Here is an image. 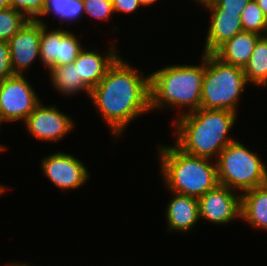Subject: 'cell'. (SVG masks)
<instances>
[{
  "label": "cell",
  "instance_id": "44dd1931",
  "mask_svg": "<svg viewBox=\"0 0 267 266\" xmlns=\"http://www.w3.org/2000/svg\"><path fill=\"white\" fill-rule=\"evenodd\" d=\"M240 17L243 31L257 33L261 36L267 33V18L255 0H250Z\"/></svg>",
  "mask_w": 267,
  "mask_h": 266
},
{
  "label": "cell",
  "instance_id": "277c9868",
  "mask_svg": "<svg viewBox=\"0 0 267 266\" xmlns=\"http://www.w3.org/2000/svg\"><path fill=\"white\" fill-rule=\"evenodd\" d=\"M161 173L170 191L196 198L219 183L217 163L208 158L189 155L175 146H160Z\"/></svg>",
  "mask_w": 267,
  "mask_h": 266
},
{
  "label": "cell",
  "instance_id": "4fadbf2b",
  "mask_svg": "<svg viewBox=\"0 0 267 266\" xmlns=\"http://www.w3.org/2000/svg\"><path fill=\"white\" fill-rule=\"evenodd\" d=\"M118 51L112 47L106 56H103L96 51H86L84 48L81 50L74 63L78 66L79 77L90 90L102 80L108 69L120 57Z\"/></svg>",
  "mask_w": 267,
  "mask_h": 266
},
{
  "label": "cell",
  "instance_id": "4316f807",
  "mask_svg": "<svg viewBox=\"0 0 267 266\" xmlns=\"http://www.w3.org/2000/svg\"><path fill=\"white\" fill-rule=\"evenodd\" d=\"M113 11L115 13H131L136 11L141 5L138 0H112Z\"/></svg>",
  "mask_w": 267,
  "mask_h": 266
},
{
  "label": "cell",
  "instance_id": "83f0119b",
  "mask_svg": "<svg viewBox=\"0 0 267 266\" xmlns=\"http://www.w3.org/2000/svg\"><path fill=\"white\" fill-rule=\"evenodd\" d=\"M267 18V0H255Z\"/></svg>",
  "mask_w": 267,
  "mask_h": 266
},
{
  "label": "cell",
  "instance_id": "e575fe53",
  "mask_svg": "<svg viewBox=\"0 0 267 266\" xmlns=\"http://www.w3.org/2000/svg\"><path fill=\"white\" fill-rule=\"evenodd\" d=\"M263 37L267 40V33Z\"/></svg>",
  "mask_w": 267,
  "mask_h": 266
},
{
  "label": "cell",
  "instance_id": "2e32d148",
  "mask_svg": "<svg viewBox=\"0 0 267 266\" xmlns=\"http://www.w3.org/2000/svg\"><path fill=\"white\" fill-rule=\"evenodd\" d=\"M261 37L253 32H239L220 45L213 54L227 64L244 68Z\"/></svg>",
  "mask_w": 267,
  "mask_h": 266
},
{
  "label": "cell",
  "instance_id": "ac0fdd59",
  "mask_svg": "<svg viewBox=\"0 0 267 266\" xmlns=\"http://www.w3.org/2000/svg\"><path fill=\"white\" fill-rule=\"evenodd\" d=\"M50 80L57 91L73 95L83 90L90 96L91 90L83 83L79 77L78 66L73 62L61 66H54L49 69Z\"/></svg>",
  "mask_w": 267,
  "mask_h": 266
},
{
  "label": "cell",
  "instance_id": "30bf717a",
  "mask_svg": "<svg viewBox=\"0 0 267 266\" xmlns=\"http://www.w3.org/2000/svg\"><path fill=\"white\" fill-rule=\"evenodd\" d=\"M72 120L56 106L48 107L39 103L24 123L29 133L38 140L56 142L73 129Z\"/></svg>",
  "mask_w": 267,
  "mask_h": 266
},
{
  "label": "cell",
  "instance_id": "f546056e",
  "mask_svg": "<svg viewBox=\"0 0 267 266\" xmlns=\"http://www.w3.org/2000/svg\"><path fill=\"white\" fill-rule=\"evenodd\" d=\"M138 2L141 6H144L151 5L152 3L156 2V0H138Z\"/></svg>",
  "mask_w": 267,
  "mask_h": 266
},
{
  "label": "cell",
  "instance_id": "484cf974",
  "mask_svg": "<svg viewBox=\"0 0 267 266\" xmlns=\"http://www.w3.org/2000/svg\"><path fill=\"white\" fill-rule=\"evenodd\" d=\"M14 75L10 60L9 43L0 41V82Z\"/></svg>",
  "mask_w": 267,
  "mask_h": 266
},
{
  "label": "cell",
  "instance_id": "5bb4252c",
  "mask_svg": "<svg viewBox=\"0 0 267 266\" xmlns=\"http://www.w3.org/2000/svg\"><path fill=\"white\" fill-rule=\"evenodd\" d=\"M173 196L166 208L168 231H190L200 220L198 198L172 192Z\"/></svg>",
  "mask_w": 267,
  "mask_h": 266
},
{
  "label": "cell",
  "instance_id": "f1b7e54d",
  "mask_svg": "<svg viewBox=\"0 0 267 266\" xmlns=\"http://www.w3.org/2000/svg\"><path fill=\"white\" fill-rule=\"evenodd\" d=\"M10 7L9 0H0V10Z\"/></svg>",
  "mask_w": 267,
  "mask_h": 266
},
{
  "label": "cell",
  "instance_id": "4dcf8cb0",
  "mask_svg": "<svg viewBox=\"0 0 267 266\" xmlns=\"http://www.w3.org/2000/svg\"><path fill=\"white\" fill-rule=\"evenodd\" d=\"M8 266H30V265H28V264H25V263H21V264H19V263H12V264H10V265H8Z\"/></svg>",
  "mask_w": 267,
  "mask_h": 266
},
{
  "label": "cell",
  "instance_id": "7c38bea8",
  "mask_svg": "<svg viewBox=\"0 0 267 266\" xmlns=\"http://www.w3.org/2000/svg\"><path fill=\"white\" fill-rule=\"evenodd\" d=\"M42 23L28 20L24 26L8 41L10 60L14 74L22 75L30 64L40 56V36Z\"/></svg>",
  "mask_w": 267,
  "mask_h": 266
},
{
  "label": "cell",
  "instance_id": "7a4b0ae2",
  "mask_svg": "<svg viewBox=\"0 0 267 266\" xmlns=\"http://www.w3.org/2000/svg\"><path fill=\"white\" fill-rule=\"evenodd\" d=\"M237 113L228 110L204 109L185 113L174 121L176 146L183 152L197 157L212 158L232 141L228 133Z\"/></svg>",
  "mask_w": 267,
  "mask_h": 266
},
{
  "label": "cell",
  "instance_id": "603a6c76",
  "mask_svg": "<svg viewBox=\"0 0 267 266\" xmlns=\"http://www.w3.org/2000/svg\"><path fill=\"white\" fill-rule=\"evenodd\" d=\"M9 2L11 8L22 13L28 20L39 21V17H42L45 0H9Z\"/></svg>",
  "mask_w": 267,
  "mask_h": 266
},
{
  "label": "cell",
  "instance_id": "ba28073f",
  "mask_svg": "<svg viewBox=\"0 0 267 266\" xmlns=\"http://www.w3.org/2000/svg\"><path fill=\"white\" fill-rule=\"evenodd\" d=\"M40 36L39 58L43 66L51 69L54 66H61L73 63L83 49L81 42L67 30L55 29L48 31L43 20Z\"/></svg>",
  "mask_w": 267,
  "mask_h": 266
},
{
  "label": "cell",
  "instance_id": "5b68a950",
  "mask_svg": "<svg viewBox=\"0 0 267 266\" xmlns=\"http://www.w3.org/2000/svg\"><path fill=\"white\" fill-rule=\"evenodd\" d=\"M248 85L243 68L227 64L213 53H204L201 107L237 113L239 98Z\"/></svg>",
  "mask_w": 267,
  "mask_h": 266
},
{
  "label": "cell",
  "instance_id": "836d02e7",
  "mask_svg": "<svg viewBox=\"0 0 267 266\" xmlns=\"http://www.w3.org/2000/svg\"><path fill=\"white\" fill-rule=\"evenodd\" d=\"M1 122H3V121H2V119H1V117H0V123H1ZM0 125H1V124H0ZM5 149H6V148H5L3 145H0V151H3V150H5Z\"/></svg>",
  "mask_w": 267,
  "mask_h": 266
},
{
  "label": "cell",
  "instance_id": "6da1fadb",
  "mask_svg": "<svg viewBox=\"0 0 267 266\" xmlns=\"http://www.w3.org/2000/svg\"><path fill=\"white\" fill-rule=\"evenodd\" d=\"M150 77L121 57L91 90L92 99L117 139L130 121L150 111Z\"/></svg>",
  "mask_w": 267,
  "mask_h": 266
},
{
  "label": "cell",
  "instance_id": "e0dca14e",
  "mask_svg": "<svg viewBox=\"0 0 267 266\" xmlns=\"http://www.w3.org/2000/svg\"><path fill=\"white\" fill-rule=\"evenodd\" d=\"M241 219L267 231V183L241 194Z\"/></svg>",
  "mask_w": 267,
  "mask_h": 266
},
{
  "label": "cell",
  "instance_id": "9a60e30c",
  "mask_svg": "<svg viewBox=\"0 0 267 266\" xmlns=\"http://www.w3.org/2000/svg\"><path fill=\"white\" fill-rule=\"evenodd\" d=\"M209 12L211 23L202 53H213L225 41L243 31L241 17L237 13L225 12V10H209Z\"/></svg>",
  "mask_w": 267,
  "mask_h": 266
},
{
  "label": "cell",
  "instance_id": "8fae6325",
  "mask_svg": "<svg viewBox=\"0 0 267 266\" xmlns=\"http://www.w3.org/2000/svg\"><path fill=\"white\" fill-rule=\"evenodd\" d=\"M43 174L63 191L77 189L89 178V172L82 161L71 154L58 152L43 158Z\"/></svg>",
  "mask_w": 267,
  "mask_h": 266
},
{
  "label": "cell",
  "instance_id": "d4e9b609",
  "mask_svg": "<svg viewBox=\"0 0 267 266\" xmlns=\"http://www.w3.org/2000/svg\"><path fill=\"white\" fill-rule=\"evenodd\" d=\"M250 0H212L203 4L209 10H225V12L237 13L241 16L244 7Z\"/></svg>",
  "mask_w": 267,
  "mask_h": 266
},
{
  "label": "cell",
  "instance_id": "8992f818",
  "mask_svg": "<svg viewBox=\"0 0 267 266\" xmlns=\"http://www.w3.org/2000/svg\"><path fill=\"white\" fill-rule=\"evenodd\" d=\"M216 163L218 183L240 194L267 183V166L236 139L219 153Z\"/></svg>",
  "mask_w": 267,
  "mask_h": 266
},
{
  "label": "cell",
  "instance_id": "d6986e66",
  "mask_svg": "<svg viewBox=\"0 0 267 266\" xmlns=\"http://www.w3.org/2000/svg\"><path fill=\"white\" fill-rule=\"evenodd\" d=\"M243 71L248 84L267 86V40L263 36L257 41Z\"/></svg>",
  "mask_w": 267,
  "mask_h": 266
},
{
  "label": "cell",
  "instance_id": "1f68e13d",
  "mask_svg": "<svg viewBox=\"0 0 267 266\" xmlns=\"http://www.w3.org/2000/svg\"><path fill=\"white\" fill-rule=\"evenodd\" d=\"M197 3L199 2L201 5L205 4V3H208L212 0H195Z\"/></svg>",
  "mask_w": 267,
  "mask_h": 266
},
{
  "label": "cell",
  "instance_id": "d6a6232c",
  "mask_svg": "<svg viewBox=\"0 0 267 266\" xmlns=\"http://www.w3.org/2000/svg\"><path fill=\"white\" fill-rule=\"evenodd\" d=\"M6 189H7V188H6L4 185H1V184H0V194H1L2 192H5Z\"/></svg>",
  "mask_w": 267,
  "mask_h": 266
},
{
  "label": "cell",
  "instance_id": "cb8c5ba5",
  "mask_svg": "<svg viewBox=\"0 0 267 266\" xmlns=\"http://www.w3.org/2000/svg\"><path fill=\"white\" fill-rule=\"evenodd\" d=\"M84 13L94 19L106 21L113 11L112 0H83Z\"/></svg>",
  "mask_w": 267,
  "mask_h": 266
},
{
  "label": "cell",
  "instance_id": "3957f363",
  "mask_svg": "<svg viewBox=\"0 0 267 266\" xmlns=\"http://www.w3.org/2000/svg\"><path fill=\"white\" fill-rule=\"evenodd\" d=\"M202 64L170 65L156 70L150 77V110L164 107H187L190 113L201 107V91L204 76Z\"/></svg>",
  "mask_w": 267,
  "mask_h": 266
},
{
  "label": "cell",
  "instance_id": "7402d4cb",
  "mask_svg": "<svg viewBox=\"0 0 267 266\" xmlns=\"http://www.w3.org/2000/svg\"><path fill=\"white\" fill-rule=\"evenodd\" d=\"M28 21L11 7L0 10V41L8 42Z\"/></svg>",
  "mask_w": 267,
  "mask_h": 266
},
{
  "label": "cell",
  "instance_id": "9c48e42d",
  "mask_svg": "<svg viewBox=\"0 0 267 266\" xmlns=\"http://www.w3.org/2000/svg\"><path fill=\"white\" fill-rule=\"evenodd\" d=\"M236 194L235 190L220 184L207 191L198 198L199 218L217 225L241 219V194Z\"/></svg>",
  "mask_w": 267,
  "mask_h": 266
},
{
  "label": "cell",
  "instance_id": "ffe728a7",
  "mask_svg": "<svg viewBox=\"0 0 267 266\" xmlns=\"http://www.w3.org/2000/svg\"><path fill=\"white\" fill-rule=\"evenodd\" d=\"M54 13L60 21L77 20L83 13V0H45L42 16Z\"/></svg>",
  "mask_w": 267,
  "mask_h": 266
},
{
  "label": "cell",
  "instance_id": "52a82bcc",
  "mask_svg": "<svg viewBox=\"0 0 267 266\" xmlns=\"http://www.w3.org/2000/svg\"><path fill=\"white\" fill-rule=\"evenodd\" d=\"M24 76L14 74L0 82V117L4 122H24L41 102Z\"/></svg>",
  "mask_w": 267,
  "mask_h": 266
}]
</instances>
